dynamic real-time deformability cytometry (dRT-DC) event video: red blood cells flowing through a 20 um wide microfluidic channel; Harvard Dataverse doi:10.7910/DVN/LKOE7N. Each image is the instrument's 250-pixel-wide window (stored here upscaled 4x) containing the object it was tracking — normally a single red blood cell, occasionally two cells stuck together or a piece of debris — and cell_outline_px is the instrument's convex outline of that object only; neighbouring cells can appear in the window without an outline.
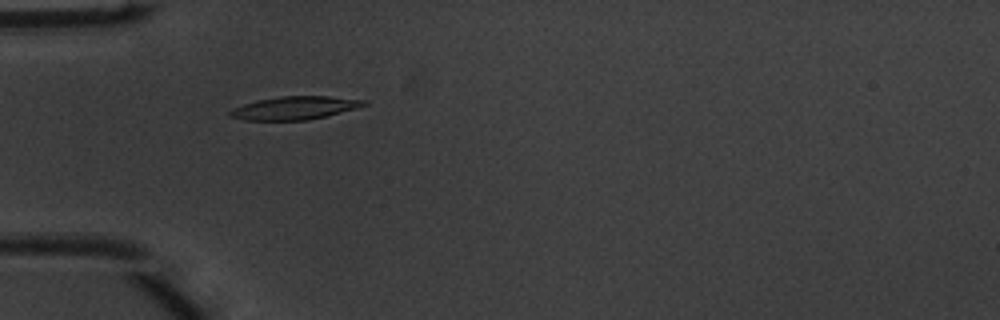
{"species": "common noctule bat (a hibernating species)", "species_latin": "Nyctalus noctula", "temperature_condition": "warm", "stored_images_in_passage": 43, "camera_frame_rate_fps": 3000, "um_per_image_px": 0.085, "animal": {"sex": "male", "body_mass_g": 20.1, "forearm_length_mm": 53.5}, "frame": {"image": 1, "passage_image": 8, "time_ms": 2.333, "image_size_px": [1000, 320], "cell_outline_px": [[368, 104], [356, 108], [308, 120], [244, 120], [228, 116], [228, 112], [244, 104], [256, 100], [280, 96], [328, 96], [368, 100]], "centroid_in_image_um": [25.05, 9.17], "position_along_channel_um": 59.9, "area_um2": 17.92}}
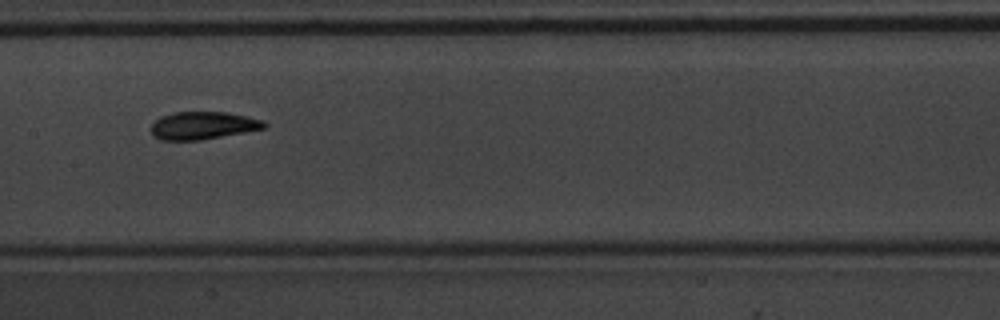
{"frame": {"image": 2, "passage_image": 18, "time_ms": 5.667, "image_size_px": [1000, 320], "cell_outline_px": [[268, 128], [200, 140], [160, 140], [152, 136], [152, 124], [160, 116], [176, 112], [228, 112], [248, 116], [264, 120], [268, 124]], "centroid_in_image_um": [17.3, 10.67], "position_along_channel_um": 190.1, "area_um2": 18.44}}
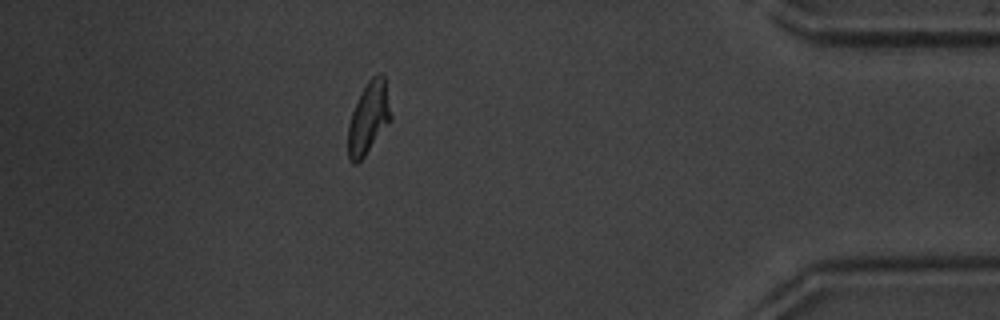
{"frame": {"image": 3, "passage_image": 37, "time_ms": 12.0, "image_size_px": [1000, 320], "cell_outline_px": [[392, 120], [364, 156], [356, 164], [352, 164], [348, 160], [348, 124], [352, 112], [368, 80], [372, 76], [380, 72], [384, 76], [392, 116]], "centroid_in_image_um": [31.33, 10.04], "position_along_channel_um": 403.9, "area_um2": 17.86}, "authors_computed_cell_mechanics": {"area_um2": 18.0914, "velocity_mm_per_s": 4.0102, "shape_relaxation_time_tau1_ms": 2.549, "shape_relaxation_time_tau2_ms": 1.7784, "deformation_change_tau1": 0.1801, "deformation_change_tau2": 0.0868}}